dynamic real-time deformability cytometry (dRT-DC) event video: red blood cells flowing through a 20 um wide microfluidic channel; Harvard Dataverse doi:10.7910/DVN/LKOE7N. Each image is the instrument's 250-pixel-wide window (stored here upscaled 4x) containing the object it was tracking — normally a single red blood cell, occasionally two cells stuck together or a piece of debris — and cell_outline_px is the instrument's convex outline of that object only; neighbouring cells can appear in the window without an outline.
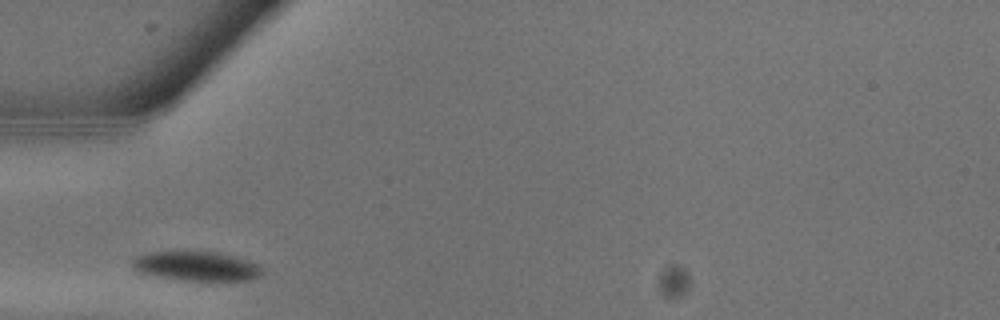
{"species": "common noctule bat (a hibernating species)", "species_latin": "Nyctalus noctula", "temperature_condition": "warm", "stored_images_in_passage": 12, "camera_frame_rate_fps": 3000, "um_per_image_px": 0.085, "animal": {"sex": "male", "body_mass_g": 13.3}, "frame": {"image": 1, "passage_image": 1, "time_ms": 0.0, "image_size_px": [1000, 320], "cell_outline_px": [[264, 272], [260, 276], [252, 280], [184, 280], [156, 276], [136, 272], [128, 264], [136, 256], [148, 252], [216, 252], [248, 260], [264, 268]], "centroid_in_image_um": [16.66, 22.63], "position_along_channel_um": 68.3, "area_um2": 22.31}}
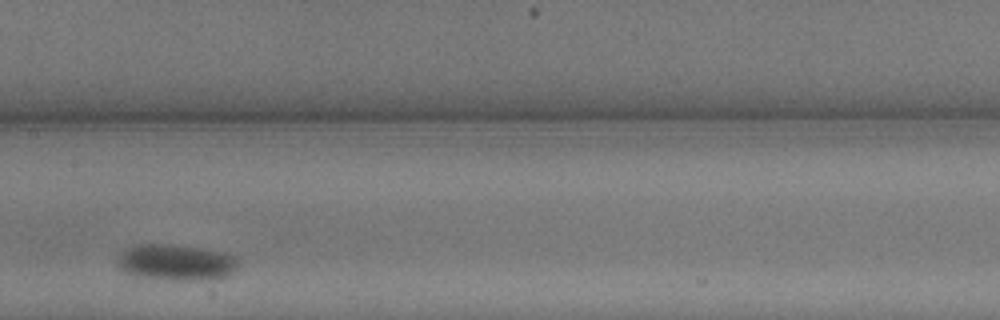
{"frame": {"image": 2, "passage_image": 6, "time_ms": 1.667, "image_size_px": [1000, 320], "cell_outline_px": [[240, 264], [236, 268], [224, 276], [200, 280], [180, 280], [132, 276], [124, 272], [120, 268], [116, 260], [132, 244], [172, 244], [200, 248], [224, 252], [236, 256], [240, 260]], "centroid_in_image_um": [14.96, 22.29], "position_along_channel_um": 192.4, "area_um2": 25.37}}
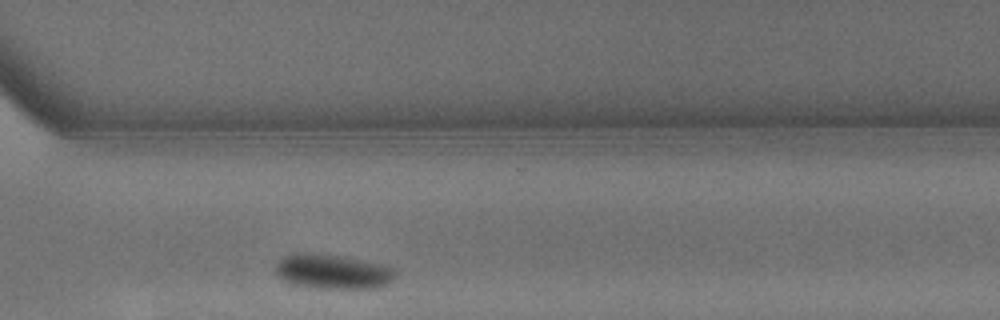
{"frame": {"image": 3, "passage_image": 12, "time_ms": 3.667, "image_size_px": [1000, 320], "cell_outline_px": [[396, 276], [388, 284], [376, 288], [320, 288], [296, 284], [280, 276], [276, 272], [276, 264], [284, 256], [292, 252], [308, 252], [336, 256], [360, 260], [380, 264], [392, 268], [396, 272]], "centroid_in_image_um": [28.3, 23.08], "position_along_channel_um": 342.3, "area_um2": 23.7}}